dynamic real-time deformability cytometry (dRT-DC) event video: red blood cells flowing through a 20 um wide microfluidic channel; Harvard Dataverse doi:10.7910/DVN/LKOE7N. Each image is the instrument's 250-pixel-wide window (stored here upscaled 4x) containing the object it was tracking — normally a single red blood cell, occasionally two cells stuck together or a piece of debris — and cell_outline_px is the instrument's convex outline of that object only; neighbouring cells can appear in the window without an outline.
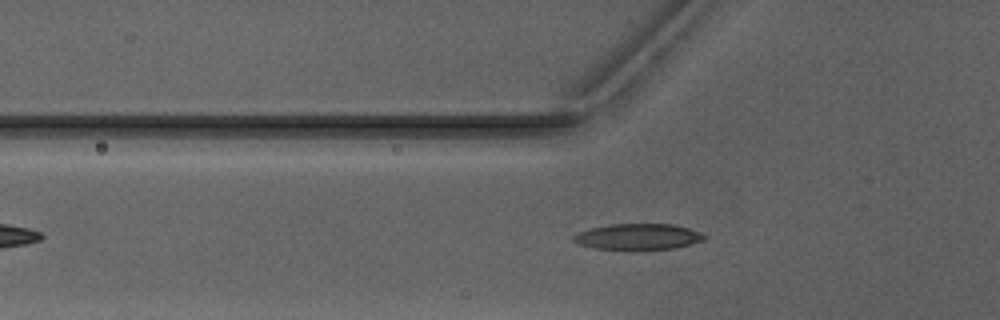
{"species": "Egyptian fruit bat (a non-hibernating species)", "species_latin": "Rousettus aegyptiacus", "temperature_condition": "warm", "stored_images_in_passage": 47, "camera_frame_rate_fps": 3000, "um_per_image_px": 0.085, "animal": {"sex": "male"}, "frame": {"image": 1, "passage_image": 14, "time_ms": 4.333, "image_size_px": [1000, 320], "cell_outline_px": [[708, 236], [704, 240], [692, 244], [676, 248], [596, 248], [580, 244], [572, 240], [572, 236], [580, 232], [592, 228], [608, 224], [676, 224], [700, 232]], "centroid_in_image_um": [54.3, 20.09], "position_along_channel_um": 71.5, "area_um2": 19.36}}
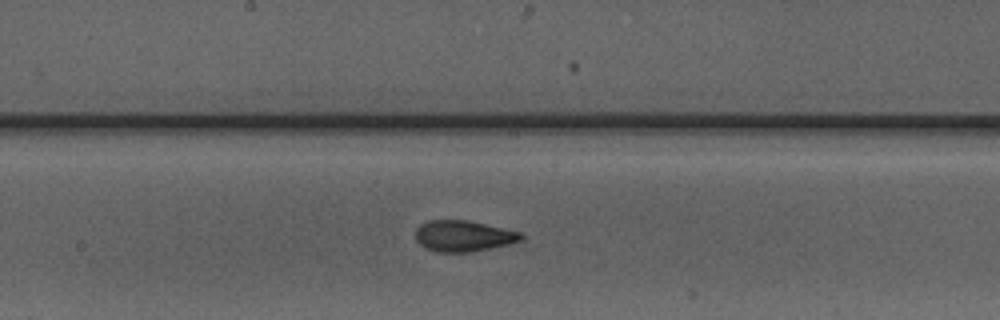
{"frame": {"image": 2, "passage_image": 24, "time_ms": 7.667, "image_size_px": [1000, 320], "cell_outline_px": [[524, 236], [520, 240], [508, 244], [468, 252], [436, 252], [420, 244], [416, 240], [416, 228], [420, 224], [428, 220], [468, 220], [524, 232]], "centroid_in_image_um": [39.4, 20.04], "position_along_channel_um": 208.8, "area_um2": 19.07}}
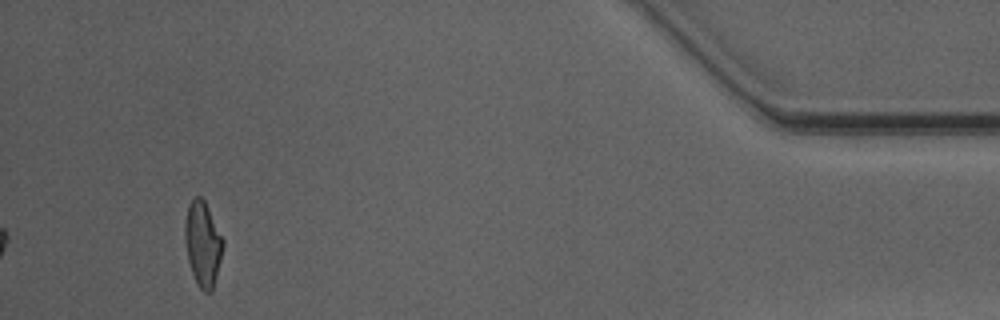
{"frame": {"image": 3, "passage_image": 44, "time_ms": 14.333, "image_size_px": [1000, 320], "cell_outline_px": [[224, 244], [212, 292], [204, 292], [200, 288], [192, 272], [188, 260], [184, 236], [184, 224], [188, 204], [196, 196], [200, 196], [204, 200], [224, 240]], "centroid_in_image_um": [17.23, 20.7], "position_along_channel_um": 418.0, "area_um2": 18.61}, "authors_computed_cell_mechanics": {"area_um2": 18.7272, "velocity_mm_per_s": 4.1179, "shape_relaxation_time_tau1_ms": 4.3337, "shape_relaxation_time_tau2_ms": 1.1027, "deformation_change_tau1": 0.163, "deformation_change_tau2": 0.0858}}